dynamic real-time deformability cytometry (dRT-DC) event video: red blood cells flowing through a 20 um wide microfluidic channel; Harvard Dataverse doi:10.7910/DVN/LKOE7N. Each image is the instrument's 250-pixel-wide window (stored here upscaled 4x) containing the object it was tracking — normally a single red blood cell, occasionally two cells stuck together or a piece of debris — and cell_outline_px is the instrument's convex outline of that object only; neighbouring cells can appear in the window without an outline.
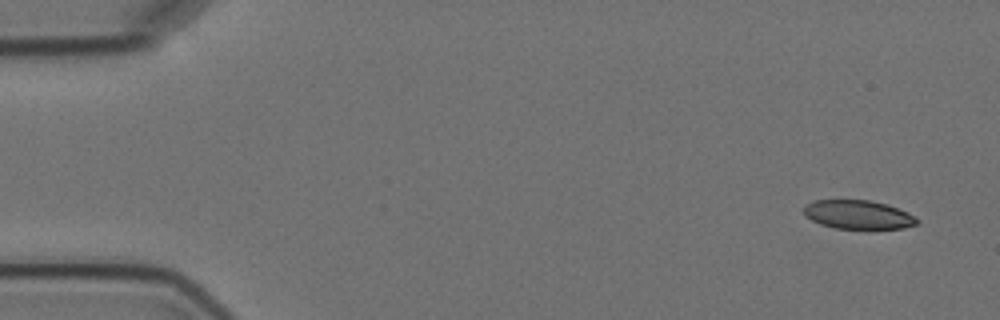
{"species": "Egyptian fruit bat (a non-hibernating species)", "species_latin": "Rousettus aegyptiacus", "temperature_condition": "cold", "stored_images_in_passage": 8, "camera_frame_rate_fps": 3000, "um_per_image_px": 0.085, "animal": {"sex": "female"}, "frame": {"image": 1, "passage_image": 1, "time_ms": 0.0, "image_size_px": [1000, 320], "cell_outline_px": [[920, 220], [916, 224], [904, 228], [836, 228], [820, 224], [804, 216], [804, 204], [812, 200], [868, 200], [888, 204], [908, 212], [916, 216]], "centroid_in_image_um": [72.94, 18.23], "position_along_channel_um": 12.1, "area_um2": 19.07}}
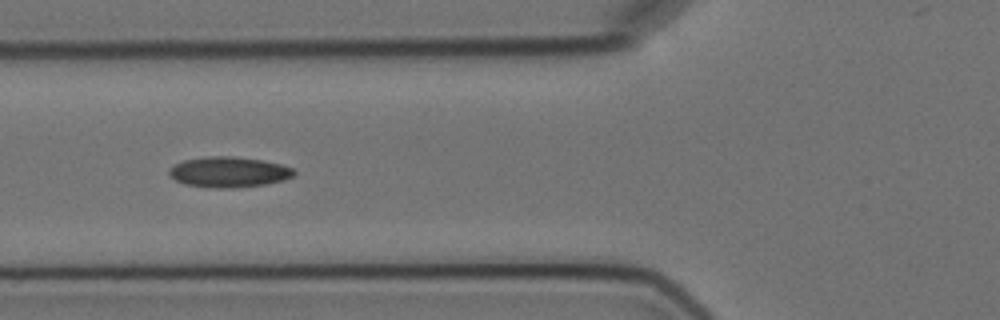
{"frame": {"image": 2, "passage_image": 6, "time_ms": 6.0, "image_size_px": [1000, 320], "cell_outline_px": [[296, 172], [292, 176], [284, 180], [268, 184], [232, 188], [208, 188], [184, 184], [176, 180], [168, 172], [176, 164], [184, 160], [212, 156], [232, 156], [260, 160], [280, 164], [292, 168]], "centroid_in_image_um": [19.47, 14.64], "position_along_channel_um": 106.3, "area_um2": 22.02}}
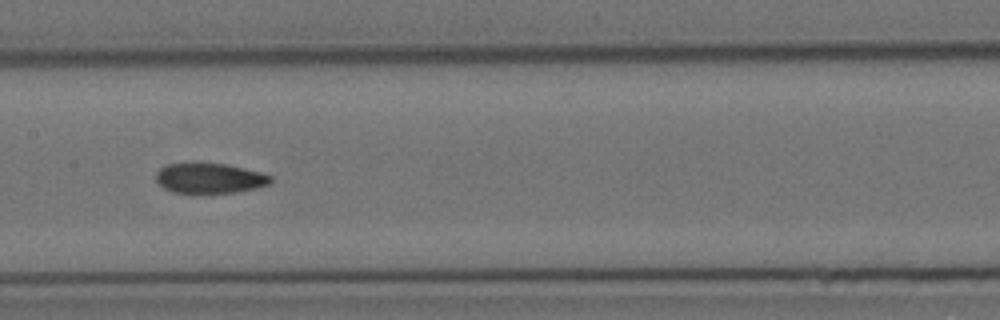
{"frame": {"image": 3, "passage_image": 8, "time_ms": 8.333, "image_size_px": [1000, 320], "cell_outline_px": [[272, 180], [268, 184], [256, 188], [236, 192], [172, 192], [164, 188], [156, 180], [156, 172], [164, 164], [224, 164], [260, 172], [272, 176]], "centroid_in_image_um": [17.81, 15.15], "position_along_channel_um": 189.6, "area_um2": 19.65}}